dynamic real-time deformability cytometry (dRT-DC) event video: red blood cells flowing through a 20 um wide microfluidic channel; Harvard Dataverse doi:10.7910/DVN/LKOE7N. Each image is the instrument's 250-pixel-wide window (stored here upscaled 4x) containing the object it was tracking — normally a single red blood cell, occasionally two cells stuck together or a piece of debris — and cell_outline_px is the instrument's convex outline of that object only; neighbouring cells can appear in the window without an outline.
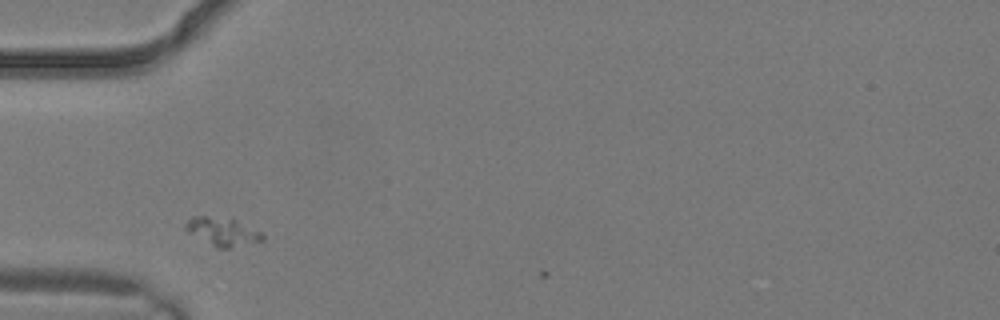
{"species": "common noctule bat (a hibernating species)", "species_latin": "Nyctalus noctula", "temperature_condition": "warm", "stored_images_in_passage": 2, "camera_frame_rate_fps": 3000, "um_per_image_px": 0.085, "animal": {"sex": "male", "body_mass_g": 19.2, "forearm_length_mm": 51.8}, "frame": {"image": 1, "passage_image": 2, "time_ms": 0.333, "image_size_px": [1000, 320], "cell_outline_px": [[264, 240], [228, 248], [216, 248], [188, 232], [184, 228], [184, 224], [192, 216], [208, 216], [236, 220], [264, 232]], "centroid_in_image_um": [18.93, 19.69], "position_along_channel_um": 66.1, "area_um2": 12.66}}